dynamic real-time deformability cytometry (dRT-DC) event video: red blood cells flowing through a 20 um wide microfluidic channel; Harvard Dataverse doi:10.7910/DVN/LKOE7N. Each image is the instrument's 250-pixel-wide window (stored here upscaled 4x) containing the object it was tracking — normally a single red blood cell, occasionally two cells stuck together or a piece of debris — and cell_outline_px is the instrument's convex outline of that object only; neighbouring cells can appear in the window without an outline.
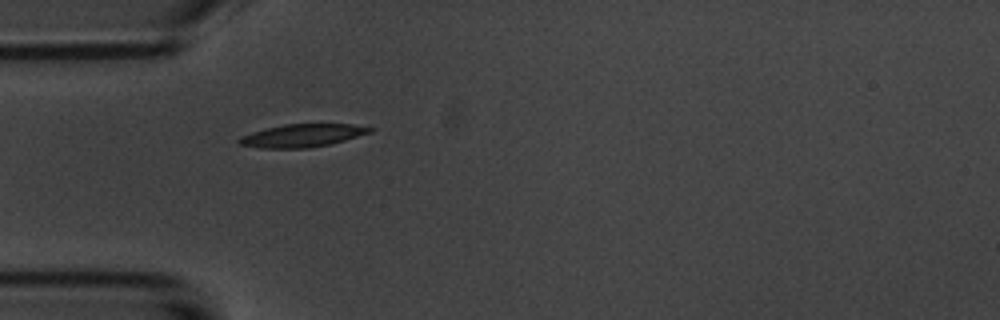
{"species": "common noctule bat (a hibernating species)", "species_latin": "Nyctalus noctula", "temperature_condition": "room temperature", "stored_images_in_passage": 1, "camera_frame_rate_fps": 3000, "um_per_image_px": 0.085, "animal": {"sex": "male", "body_mass_g": 20.1, "forearm_length_mm": 53.5}, "frame": {"image": 1, "passage_image": 1, "time_ms": 0.0, "image_size_px": [1000, 320], "cell_outline_px": [[376, 128], [372, 132], [332, 144], [308, 148], [260, 148], [240, 144], [236, 140], [240, 136], [264, 128], [284, 124], [352, 124]], "centroid_in_image_um": [25.71, 11.52], "position_along_channel_um": 59.3, "area_um2": 17.63}}